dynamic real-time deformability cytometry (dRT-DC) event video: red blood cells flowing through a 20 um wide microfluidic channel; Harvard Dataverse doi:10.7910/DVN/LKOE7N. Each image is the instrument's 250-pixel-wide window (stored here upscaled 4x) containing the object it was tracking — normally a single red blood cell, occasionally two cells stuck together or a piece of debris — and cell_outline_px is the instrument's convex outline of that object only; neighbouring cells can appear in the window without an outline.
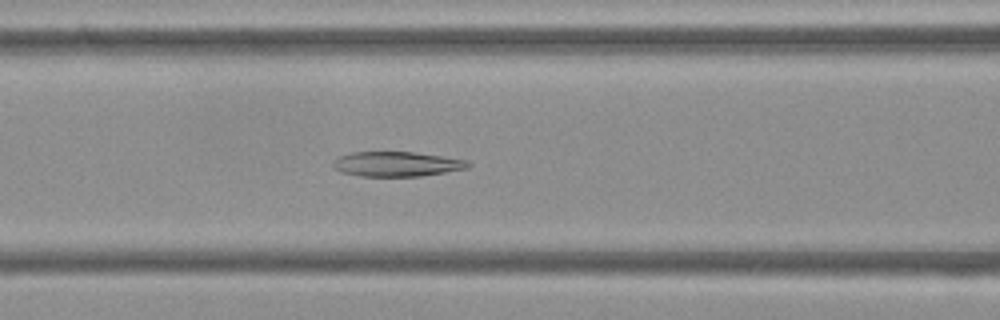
{"species": "Egyptian fruit bat (a non-hibernating species)", "species_latin": "Rousettus aegyptiacus", "temperature_condition": "cold", "stored_images_in_passage": 54, "camera_frame_rate_fps": 3000, "um_per_image_px": 0.085, "frame": {"image": 1, "passage_image": 22, "time_ms": 7.0, "image_size_px": [1000, 320], "cell_outline_px": [[472, 164], [468, 168], [420, 176], [360, 176], [340, 172], [332, 168], [332, 160], [340, 156], [352, 152], [412, 152], [468, 160]], "centroid_in_image_um": [33.68, 13.94], "position_along_channel_um": 132.9, "area_um2": 19.54}}
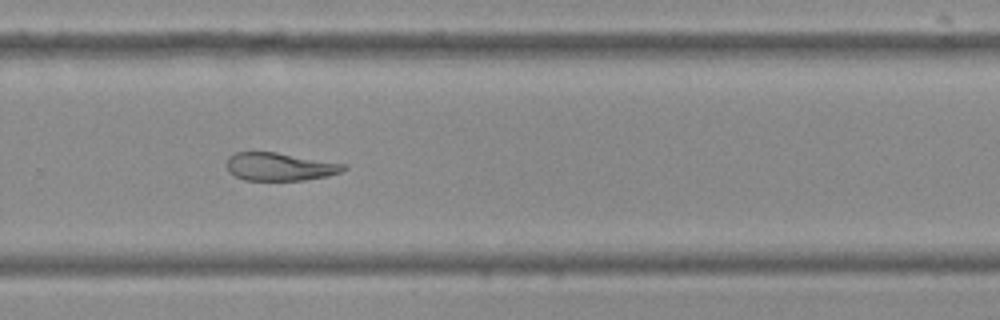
{"frame": {"image": 2, "passage_image": 36, "time_ms": 11.667, "image_size_px": [1000, 320], "cell_outline_px": [[348, 168], [340, 172], [328, 176], [304, 180], [244, 180], [228, 172], [228, 156], [236, 152], [276, 152], [344, 164]], "centroid_in_image_um": [23.77, 14.17], "position_along_channel_um": 306.0, "area_um2": 18.9}}
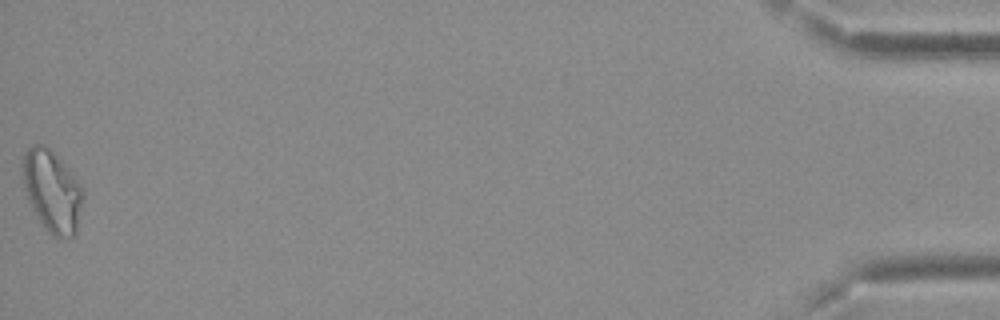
{"frame": {"image": 3, "passage_image": 54, "time_ms": 17.667, "image_size_px": [1000, 320], "cell_outline_px": [[84, 196], [76, 232], [72, 236], [52, 236], [40, 224], [28, 200], [24, 184], [24, 156], [28, 148], [32, 144], [44, 144], [68, 168], [80, 184], [84, 192]], "centroid_in_image_um": [4.45, 16.27], "position_along_channel_um": 430.8, "area_um2": 28.26}, "authors_computed_cell_mechanics": {"area_um2": 21.8773, "velocity_mm_per_s": 3.7197, "shape_relaxation_time_tau1_ms": null, "shape_relaxation_time_tau2_ms": 9.1722, "deformation_change_tau1": null, "deformation_change_tau2": 0.1831}}